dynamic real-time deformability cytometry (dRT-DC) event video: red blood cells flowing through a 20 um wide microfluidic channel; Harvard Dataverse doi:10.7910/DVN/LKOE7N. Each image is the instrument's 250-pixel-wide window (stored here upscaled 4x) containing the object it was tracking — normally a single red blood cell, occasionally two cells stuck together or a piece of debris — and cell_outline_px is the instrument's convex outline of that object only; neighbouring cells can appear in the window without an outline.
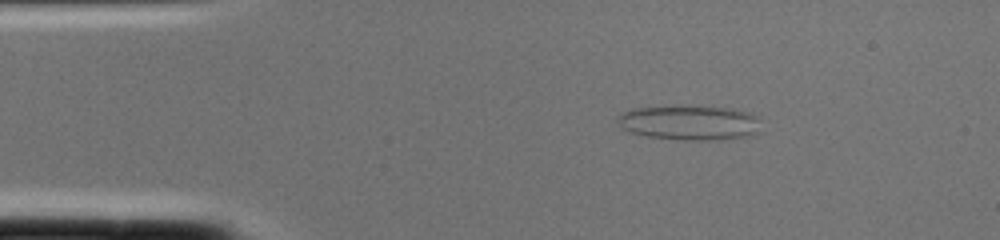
{"species": "common noctule bat (a hibernating species)", "species_latin": "Nyctalus noctula", "temperature_condition": "cold", "stored_images_in_passage": 1, "camera_frame_rate_fps": 3000, "um_per_image_px": 0.085, "animal": {"sex": "female", "body_mass_g": 22.0, "forearm_length_mm": 56.7}, "frame": {"image": 1, "passage_image": 1, "time_ms": 0.0, "image_size_px": [1000, 240], "cell_outline_px": [[760, 132], [744, 136], [708, 140], [680, 140], [648, 136], [632, 132], [624, 128], [620, 124], [620, 116], [624, 112], [632, 108], [688, 104], [732, 108], [756, 116]], "centroid_in_image_um": [58.61, 10.39], "position_along_channel_um": 26.4, "area_um2": 29.02}}